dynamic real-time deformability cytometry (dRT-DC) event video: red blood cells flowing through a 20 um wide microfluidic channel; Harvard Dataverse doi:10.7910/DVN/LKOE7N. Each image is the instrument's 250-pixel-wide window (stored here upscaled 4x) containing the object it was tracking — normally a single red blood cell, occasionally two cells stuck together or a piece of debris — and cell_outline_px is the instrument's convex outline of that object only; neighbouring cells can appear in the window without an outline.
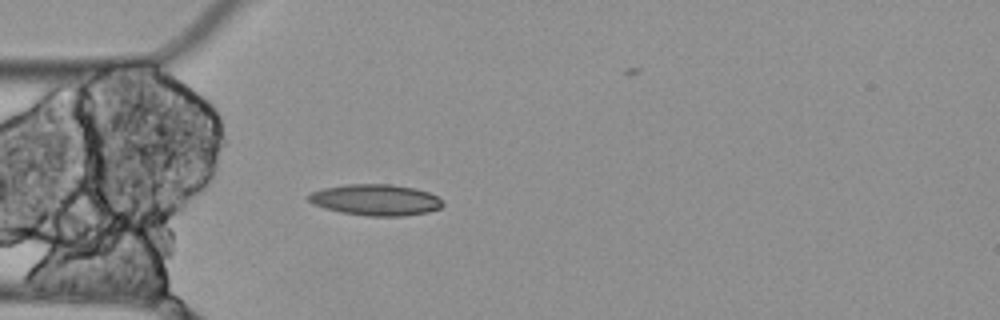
{"species": "Egyptian fruit bat (a non-hibernating species)", "species_latin": "Rousettus aegyptiacus", "temperature_condition": "cold", "stored_images_in_passage": 4, "camera_frame_rate_fps": 3000, "um_per_image_px": 0.085, "animal": {"sex": "female"}, "frame": {"image": 1, "passage_image": 4, "time_ms": 1.0, "image_size_px": [1000, 320], "cell_outline_px": [[444, 204], [440, 208], [428, 212], [404, 216], [368, 216], [340, 212], [324, 208], [312, 204], [308, 200], [308, 196], [312, 192], [324, 188], [348, 184], [392, 184], [412, 188], [428, 192], [436, 196]], "centroid_in_image_um": [31.92, 17.0], "position_along_channel_um": 53.1, "area_um2": 24.28}}